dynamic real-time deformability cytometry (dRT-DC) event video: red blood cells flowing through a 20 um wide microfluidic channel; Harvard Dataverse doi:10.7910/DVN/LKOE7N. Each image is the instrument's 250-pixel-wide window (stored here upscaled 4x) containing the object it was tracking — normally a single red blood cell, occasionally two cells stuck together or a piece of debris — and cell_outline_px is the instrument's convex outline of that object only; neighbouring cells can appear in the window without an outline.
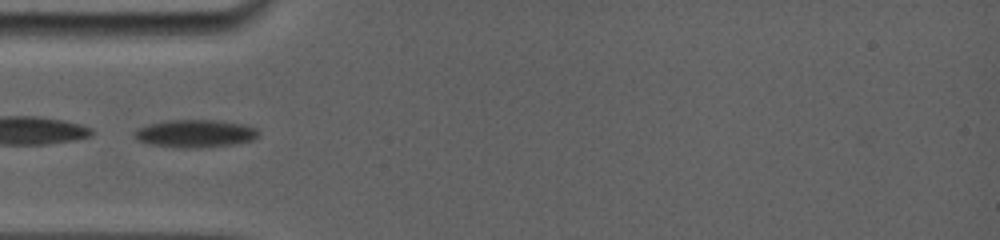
{"species": "common noctule bat (a hibernating species)", "species_latin": "Nyctalus noctula", "temperature_condition": "room temperature", "stored_images_in_passage": 23, "camera_frame_rate_fps": 5000, "um_per_image_px": 0.085, "animal": {"sex": "female", "body_mass_g": 19.0, "forearm_length_mm": 56.7}, "frame": {"image": 1, "passage_image": 1, "time_ms": 0.0, "image_size_px": [1000, 240], "cell_outline_px": [[256, 136], [252, 140], [232, 144], [208, 148], [176, 148], [148, 144], [136, 140], [132, 136], [132, 132], [136, 128], [148, 124], [164, 120], [216, 120], [244, 124], [256, 128]], "centroid_in_image_um": [16.48, 11.36], "position_along_channel_um": 68.5, "area_um2": 20.4}}
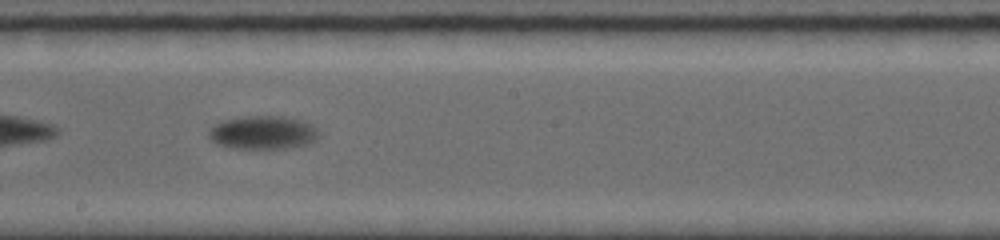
{"frame": {"image": 2, "passage_image": 9, "time_ms": 4.4, "image_size_px": [1000, 240], "cell_outline_px": [[320, 132], [316, 140], [308, 144], [288, 148], [232, 148], [216, 144], [208, 140], [208, 128], [224, 120], [248, 116], [284, 116], [300, 120], [312, 124]], "centroid_in_image_um": [22.33, 11.27], "position_along_channel_um": 225.9, "area_um2": 21.62}}
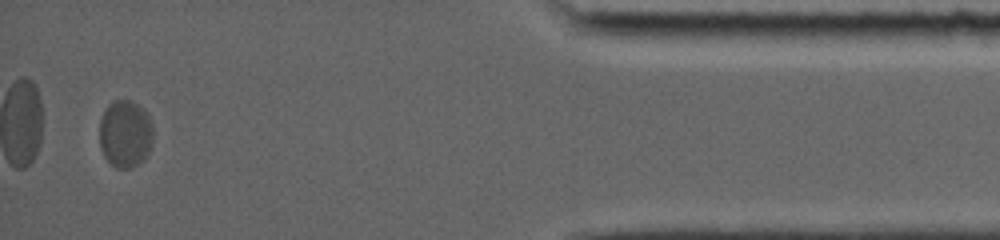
{"frame": {"image": 3, "passage_image": 22, "time_ms": 11.4, "image_size_px": [1000, 240], "cell_outline_px": [[152, 144], [144, 160], [140, 164], [132, 168], [116, 168], [104, 156], [100, 148], [100, 120], [104, 108], [112, 100], [132, 100], [144, 108], [152, 124]], "centroid_in_image_um": [10.65, 11.36], "position_along_channel_um": 424.6, "area_um2": 21.44}}